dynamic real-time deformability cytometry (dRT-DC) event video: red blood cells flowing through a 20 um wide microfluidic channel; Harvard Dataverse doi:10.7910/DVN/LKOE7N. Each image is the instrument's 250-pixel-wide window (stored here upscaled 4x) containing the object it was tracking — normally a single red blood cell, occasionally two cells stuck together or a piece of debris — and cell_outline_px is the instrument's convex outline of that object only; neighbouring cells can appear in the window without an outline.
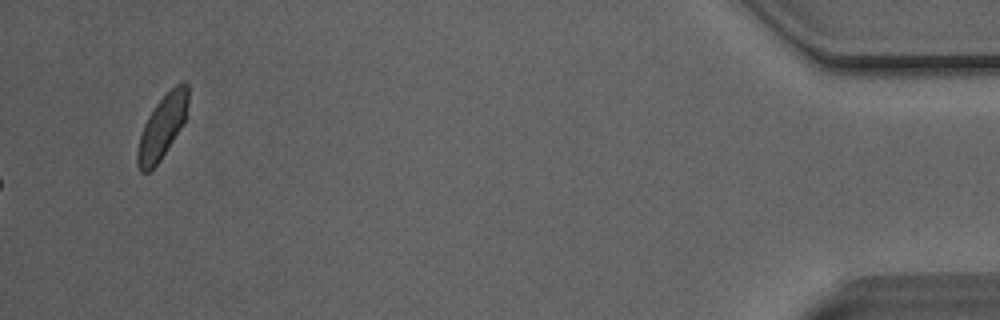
{"species": "Egyptian fruit bat (a non-hibernating species)", "species_latin": "Rousettus aegyptiacus", "temperature_condition": "room temperature", "stored_images_in_passage": 32, "camera_frame_rate_fps": 3000, "um_per_image_px": 0.085, "animal": {"sex": "male"}, "frame": {"image": 1, "passage_image": 32, "time_ms": 10.333, "image_size_px": [1000, 320], "cell_outline_px": [[188, 100], [184, 124], [160, 160], [148, 172], [140, 172], [136, 164], [136, 152], [140, 136], [144, 124], [148, 116], [156, 104], [176, 84], [184, 80], [188, 84]], "centroid_in_image_um": [13.78, 10.79], "position_along_channel_um": 421.4, "area_um2": 18.61}}